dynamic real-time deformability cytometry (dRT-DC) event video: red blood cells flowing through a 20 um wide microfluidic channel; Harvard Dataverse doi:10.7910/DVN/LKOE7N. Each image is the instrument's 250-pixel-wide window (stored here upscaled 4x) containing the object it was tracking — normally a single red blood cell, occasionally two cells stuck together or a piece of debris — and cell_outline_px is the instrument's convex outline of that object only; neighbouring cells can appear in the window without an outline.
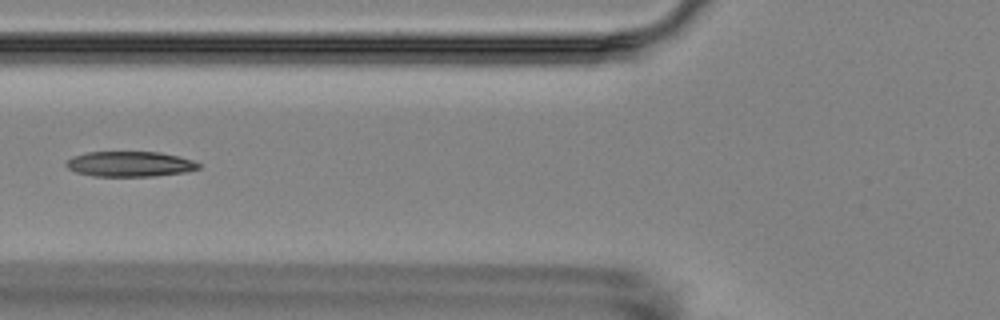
{"species": "Egyptian fruit bat (a non-hibernating species)", "species_latin": "Rousettus aegyptiacus", "temperature_condition": "room temperature", "stored_images_in_passage": 14, "camera_frame_rate_fps": 3000, "um_per_image_px": 0.085, "animal": {"sex": "female"}, "frame": {"image": 1, "passage_image": 4, "time_ms": 3.667, "image_size_px": [1000, 320], "cell_outline_px": [[200, 168], [184, 172], [156, 176], [92, 176], [76, 172], [68, 168], [64, 164], [64, 160], [72, 156], [88, 152], [160, 152], [180, 156], [192, 160], [200, 164]], "centroid_in_image_um": [11.0, 13.94], "position_along_channel_um": 114.8, "area_um2": 19.65}}
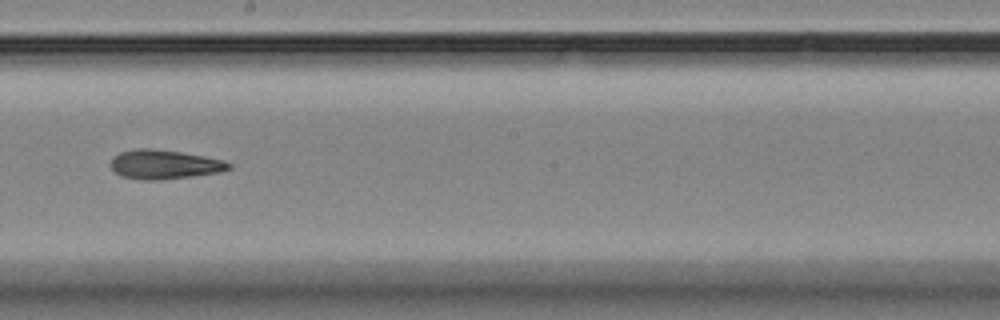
{"frame": {"image": 2, "passage_image": 7, "time_ms": 7.0, "image_size_px": [1000, 320], "cell_outline_px": [[232, 168], [220, 172], [160, 180], [144, 180], [120, 176], [108, 164], [112, 156], [120, 152], [132, 148], [152, 148], [180, 152], [204, 156], [224, 160], [232, 164]], "centroid_in_image_um": [13.93, 13.97], "position_along_channel_um": 234.3, "area_um2": 20.29}}
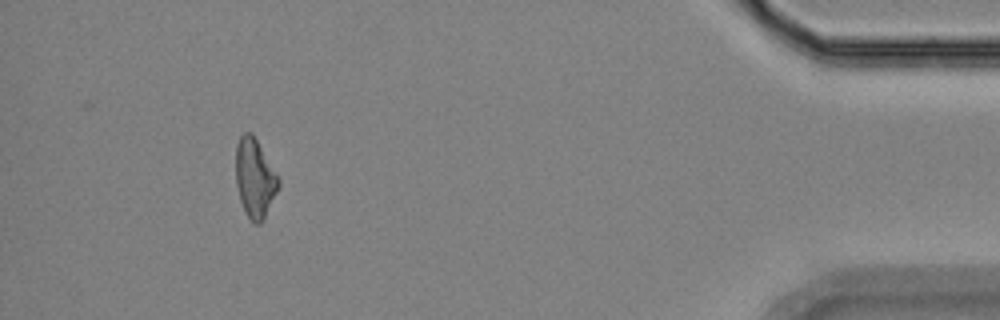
{"frame": {"image": 3, "passage_image": 13, "time_ms": 13.667, "image_size_px": [1000, 320], "cell_outline_px": [[280, 188], [264, 220], [260, 224], [252, 224], [244, 212], [240, 200], [236, 184], [236, 144], [240, 136], [244, 132], [252, 132], [276, 172], [280, 180]], "centroid_in_image_um": [21.67, 15.19], "position_along_channel_um": 413.5, "area_um2": 20.06}, "authors_computed_cell_mechanics": {"area_um2": 19.8254, "velocity_mm_per_s": 3.5814, "shape_relaxation_time_tau1_ms": 4.934, "shape_relaxation_time_tau2_ms": 3.1408, "deformation_change_tau1": 0.1229, "deformation_change_tau2": 0.1255}}